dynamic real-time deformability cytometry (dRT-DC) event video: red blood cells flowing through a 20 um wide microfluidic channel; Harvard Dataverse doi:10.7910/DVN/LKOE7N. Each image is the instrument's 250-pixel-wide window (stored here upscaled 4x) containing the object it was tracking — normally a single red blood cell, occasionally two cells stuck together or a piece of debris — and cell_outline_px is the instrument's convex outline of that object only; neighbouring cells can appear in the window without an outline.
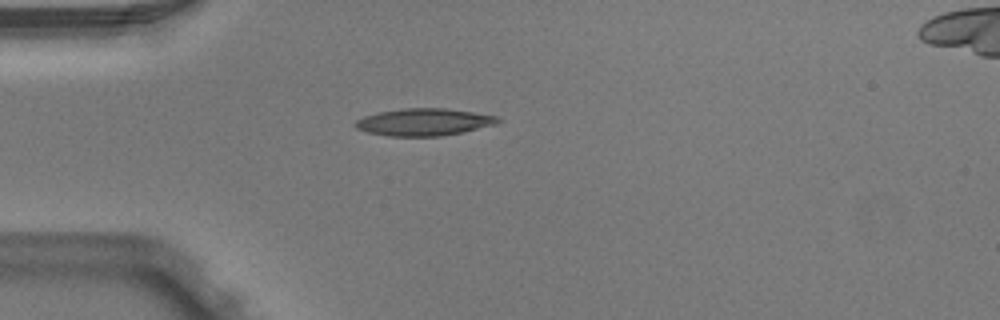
{"species": "Egyptian fruit bat (a non-hibernating species)", "species_latin": "Rousettus aegyptiacus", "temperature_condition": "warm", "stored_images_in_passage": 4, "camera_frame_rate_fps": 3000, "um_per_image_px": 0.085, "animal": {"sex": "male"}, "frame": {"image": 1, "passage_image": 3, "time_ms": 0.667, "image_size_px": [1000, 320], "cell_outline_px": [[500, 120], [496, 124], [464, 132], [440, 136], [388, 136], [368, 132], [356, 128], [352, 124], [356, 120], [364, 116], [380, 112], [404, 108], [444, 108], [472, 112], [496, 116]], "centroid_in_image_um": [36.01, 10.38], "position_along_channel_um": 49.0, "area_um2": 22.48}}